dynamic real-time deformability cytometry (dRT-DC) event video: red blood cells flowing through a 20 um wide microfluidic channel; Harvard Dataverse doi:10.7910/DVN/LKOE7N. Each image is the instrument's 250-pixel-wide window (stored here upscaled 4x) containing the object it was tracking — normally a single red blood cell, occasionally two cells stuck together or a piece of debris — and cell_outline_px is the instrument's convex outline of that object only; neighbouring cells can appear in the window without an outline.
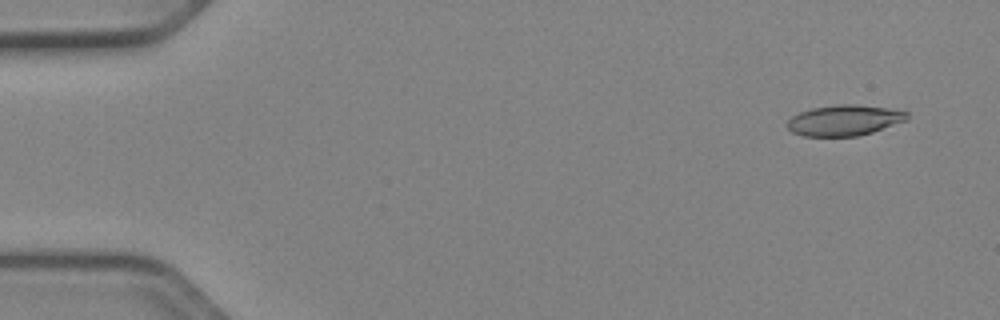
{"species": "Egyptian fruit bat (a non-hibernating species)", "species_latin": "Rousettus aegyptiacus", "temperature_condition": "cold", "stored_images_in_passage": 22, "camera_frame_rate_fps": 3000, "um_per_image_px": 0.085, "animal": {"sex": "female"}, "frame": {"image": 1, "passage_image": 4, "time_ms": 1.0, "image_size_px": [1000, 320], "cell_outline_px": [[908, 120], [872, 132], [856, 136], [804, 136], [792, 132], [788, 128], [788, 120], [792, 116], [800, 112], [812, 108], [836, 104], [856, 104], [888, 108], [908, 112]], "centroid_in_image_um": [71.78, 10.22], "position_along_channel_um": 13.2, "area_um2": 21.39}}
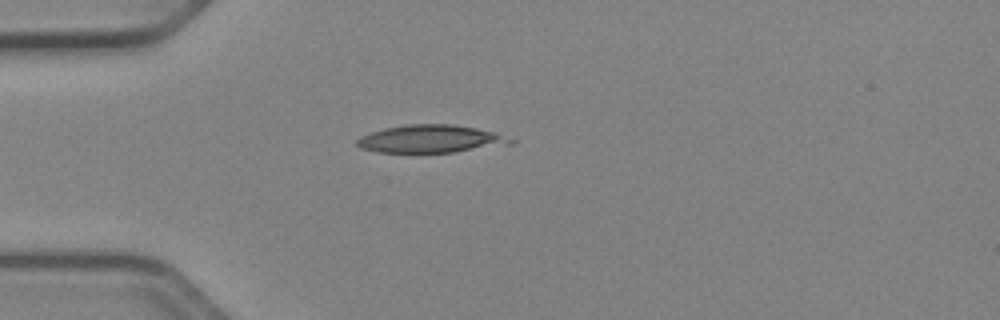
{"frame": {"image": 2, "passage_image": 15, "time_ms": 4.667, "image_size_px": [1000, 320], "cell_outline_px": [[516, 140], [512, 144], [452, 152], [376, 152], [360, 148], [356, 144], [356, 140], [360, 136], [384, 128], [404, 124], [452, 124], [476, 128], [496, 132]], "centroid_in_image_um": [36.61, 11.8], "position_along_channel_um": 48.4, "area_um2": 24.91}}
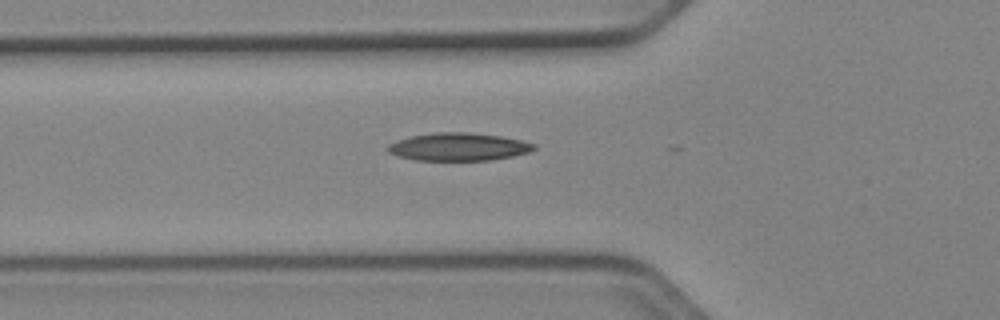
{"frame": {"image": 3, "passage_image": 19, "time_ms": 6.0, "image_size_px": [1000, 320], "cell_outline_px": [[536, 148], [528, 152], [512, 156], [488, 160], [416, 160], [400, 156], [388, 152], [388, 144], [396, 140], [408, 136], [436, 132], [468, 132], [500, 136], [520, 140], [536, 144]], "centroid_in_image_um": [38.95, 12.47], "position_along_channel_um": 86.9, "area_um2": 23.58}}